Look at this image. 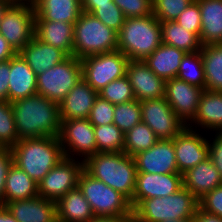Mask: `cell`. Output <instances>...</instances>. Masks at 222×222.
Segmentation results:
<instances>
[{
  "label": "cell",
  "mask_w": 222,
  "mask_h": 222,
  "mask_svg": "<svg viewBox=\"0 0 222 222\" xmlns=\"http://www.w3.org/2000/svg\"><path fill=\"white\" fill-rule=\"evenodd\" d=\"M11 104L18 140L59 137L61 128L59 103L40 94H34L15 100Z\"/></svg>",
  "instance_id": "6da1fadb"
},
{
  "label": "cell",
  "mask_w": 222,
  "mask_h": 222,
  "mask_svg": "<svg viewBox=\"0 0 222 222\" xmlns=\"http://www.w3.org/2000/svg\"><path fill=\"white\" fill-rule=\"evenodd\" d=\"M84 170L132 201L137 173L132 156L124 152H97L84 161Z\"/></svg>",
  "instance_id": "7a4b0ae2"
},
{
  "label": "cell",
  "mask_w": 222,
  "mask_h": 222,
  "mask_svg": "<svg viewBox=\"0 0 222 222\" xmlns=\"http://www.w3.org/2000/svg\"><path fill=\"white\" fill-rule=\"evenodd\" d=\"M11 152L13 163L37 183L64 158L58 137L21 139Z\"/></svg>",
  "instance_id": "3957f363"
},
{
  "label": "cell",
  "mask_w": 222,
  "mask_h": 222,
  "mask_svg": "<svg viewBox=\"0 0 222 222\" xmlns=\"http://www.w3.org/2000/svg\"><path fill=\"white\" fill-rule=\"evenodd\" d=\"M117 37V50L129 60L144 61L162 44L161 24L153 14L126 18Z\"/></svg>",
  "instance_id": "277c9868"
},
{
  "label": "cell",
  "mask_w": 222,
  "mask_h": 222,
  "mask_svg": "<svg viewBox=\"0 0 222 222\" xmlns=\"http://www.w3.org/2000/svg\"><path fill=\"white\" fill-rule=\"evenodd\" d=\"M199 208V200L186 188L165 197L142 200L133 209L134 222H163L191 219Z\"/></svg>",
  "instance_id": "5b68a950"
},
{
  "label": "cell",
  "mask_w": 222,
  "mask_h": 222,
  "mask_svg": "<svg viewBox=\"0 0 222 222\" xmlns=\"http://www.w3.org/2000/svg\"><path fill=\"white\" fill-rule=\"evenodd\" d=\"M117 32L104 25L93 14L82 12L74 24L73 56H88L117 50Z\"/></svg>",
  "instance_id": "8992f818"
},
{
  "label": "cell",
  "mask_w": 222,
  "mask_h": 222,
  "mask_svg": "<svg viewBox=\"0 0 222 222\" xmlns=\"http://www.w3.org/2000/svg\"><path fill=\"white\" fill-rule=\"evenodd\" d=\"M78 187L95 217L133 215L130 201L123 194L93 178L85 170L79 176Z\"/></svg>",
  "instance_id": "52a82bcc"
},
{
  "label": "cell",
  "mask_w": 222,
  "mask_h": 222,
  "mask_svg": "<svg viewBox=\"0 0 222 222\" xmlns=\"http://www.w3.org/2000/svg\"><path fill=\"white\" fill-rule=\"evenodd\" d=\"M81 79V60L69 56L63 62L37 75V94L60 103Z\"/></svg>",
  "instance_id": "ba28073f"
},
{
  "label": "cell",
  "mask_w": 222,
  "mask_h": 222,
  "mask_svg": "<svg viewBox=\"0 0 222 222\" xmlns=\"http://www.w3.org/2000/svg\"><path fill=\"white\" fill-rule=\"evenodd\" d=\"M35 20L33 3H12L0 21V34L19 53L35 37Z\"/></svg>",
  "instance_id": "9c48e42d"
},
{
  "label": "cell",
  "mask_w": 222,
  "mask_h": 222,
  "mask_svg": "<svg viewBox=\"0 0 222 222\" xmlns=\"http://www.w3.org/2000/svg\"><path fill=\"white\" fill-rule=\"evenodd\" d=\"M82 78L99 92L113 80L126 75L129 59L119 50L80 59Z\"/></svg>",
  "instance_id": "30bf717a"
},
{
  "label": "cell",
  "mask_w": 222,
  "mask_h": 222,
  "mask_svg": "<svg viewBox=\"0 0 222 222\" xmlns=\"http://www.w3.org/2000/svg\"><path fill=\"white\" fill-rule=\"evenodd\" d=\"M83 170V160L64 157L37 183L38 195L57 202L67 192L78 187V179Z\"/></svg>",
  "instance_id": "8fae6325"
},
{
  "label": "cell",
  "mask_w": 222,
  "mask_h": 222,
  "mask_svg": "<svg viewBox=\"0 0 222 222\" xmlns=\"http://www.w3.org/2000/svg\"><path fill=\"white\" fill-rule=\"evenodd\" d=\"M58 138L66 158L73 159L74 155H78L84 156L83 161H85L89 156L97 153L94 126L88 119L61 121Z\"/></svg>",
  "instance_id": "7c38bea8"
},
{
  "label": "cell",
  "mask_w": 222,
  "mask_h": 222,
  "mask_svg": "<svg viewBox=\"0 0 222 222\" xmlns=\"http://www.w3.org/2000/svg\"><path fill=\"white\" fill-rule=\"evenodd\" d=\"M141 102V120L159 139H174L185 123L173 112L165 98L147 99Z\"/></svg>",
  "instance_id": "4fadbf2b"
},
{
  "label": "cell",
  "mask_w": 222,
  "mask_h": 222,
  "mask_svg": "<svg viewBox=\"0 0 222 222\" xmlns=\"http://www.w3.org/2000/svg\"><path fill=\"white\" fill-rule=\"evenodd\" d=\"M183 188V174L136 173V189L130 202L134 209L142 200L165 197Z\"/></svg>",
  "instance_id": "5bb4252c"
},
{
  "label": "cell",
  "mask_w": 222,
  "mask_h": 222,
  "mask_svg": "<svg viewBox=\"0 0 222 222\" xmlns=\"http://www.w3.org/2000/svg\"><path fill=\"white\" fill-rule=\"evenodd\" d=\"M196 131L185 127L174 138L177 167L181 174L209 159L208 139Z\"/></svg>",
  "instance_id": "9a60e30c"
},
{
  "label": "cell",
  "mask_w": 222,
  "mask_h": 222,
  "mask_svg": "<svg viewBox=\"0 0 222 222\" xmlns=\"http://www.w3.org/2000/svg\"><path fill=\"white\" fill-rule=\"evenodd\" d=\"M203 91V88L190 85L176 77L166 81L164 98L187 126L196 115Z\"/></svg>",
  "instance_id": "2e32d148"
},
{
  "label": "cell",
  "mask_w": 222,
  "mask_h": 222,
  "mask_svg": "<svg viewBox=\"0 0 222 222\" xmlns=\"http://www.w3.org/2000/svg\"><path fill=\"white\" fill-rule=\"evenodd\" d=\"M137 172L179 173L174 150V139H159L150 149L133 156Z\"/></svg>",
  "instance_id": "e0dca14e"
},
{
  "label": "cell",
  "mask_w": 222,
  "mask_h": 222,
  "mask_svg": "<svg viewBox=\"0 0 222 222\" xmlns=\"http://www.w3.org/2000/svg\"><path fill=\"white\" fill-rule=\"evenodd\" d=\"M126 76L138 101L164 98L166 81L158 77L144 61L129 60Z\"/></svg>",
  "instance_id": "ac0fdd59"
},
{
  "label": "cell",
  "mask_w": 222,
  "mask_h": 222,
  "mask_svg": "<svg viewBox=\"0 0 222 222\" xmlns=\"http://www.w3.org/2000/svg\"><path fill=\"white\" fill-rule=\"evenodd\" d=\"M97 96L98 92L82 78L59 103L60 120L87 119Z\"/></svg>",
  "instance_id": "d6986e66"
},
{
  "label": "cell",
  "mask_w": 222,
  "mask_h": 222,
  "mask_svg": "<svg viewBox=\"0 0 222 222\" xmlns=\"http://www.w3.org/2000/svg\"><path fill=\"white\" fill-rule=\"evenodd\" d=\"M17 222H58L56 202L41 196L11 201L4 205Z\"/></svg>",
  "instance_id": "ffe728a7"
},
{
  "label": "cell",
  "mask_w": 222,
  "mask_h": 222,
  "mask_svg": "<svg viewBox=\"0 0 222 222\" xmlns=\"http://www.w3.org/2000/svg\"><path fill=\"white\" fill-rule=\"evenodd\" d=\"M8 85L9 102L37 94V74L19 53L10 58Z\"/></svg>",
  "instance_id": "44dd1931"
},
{
  "label": "cell",
  "mask_w": 222,
  "mask_h": 222,
  "mask_svg": "<svg viewBox=\"0 0 222 222\" xmlns=\"http://www.w3.org/2000/svg\"><path fill=\"white\" fill-rule=\"evenodd\" d=\"M19 54L37 75L69 57L64 51L39 40L36 36Z\"/></svg>",
  "instance_id": "7402d4cb"
},
{
  "label": "cell",
  "mask_w": 222,
  "mask_h": 222,
  "mask_svg": "<svg viewBox=\"0 0 222 222\" xmlns=\"http://www.w3.org/2000/svg\"><path fill=\"white\" fill-rule=\"evenodd\" d=\"M220 185L222 179L210 158L183 173V187L198 200Z\"/></svg>",
  "instance_id": "603a6c76"
},
{
  "label": "cell",
  "mask_w": 222,
  "mask_h": 222,
  "mask_svg": "<svg viewBox=\"0 0 222 222\" xmlns=\"http://www.w3.org/2000/svg\"><path fill=\"white\" fill-rule=\"evenodd\" d=\"M195 123V124H194ZM193 124V125H192ZM192 125V126H191ZM222 133V92L204 90L194 119L187 125Z\"/></svg>",
  "instance_id": "cb8c5ba5"
},
{
  "label": "cell",
  "mask_w": 222,
  "mask_h": 222,
  "mask_svg": "<svg viewBox=\"0 0 222 222\" xmlns=\"http://www.w3.org/2000/svg\"><path fill=\"white\" fill-rule=\"evenodd\" d=\"M35 36L73 56L74 24L62 21L35 20Z\"/></svg>",
  "instance_id": "d4e9b609"
},
{
  "label": "cell",
  "mask_w": 222,
  "mask_h": 222,
  "mask_svg": "<svg viewBox=\"0 0 222 222\" xmlns=\"http://www.w3.org/2000/svg\"><path fill=\"white\" fill-rule=\"evenodd\" d=\"M36 20L75 24L82 13L81 0H33Z\"/></svg>",
  "instance_id": "484cf974"
},
{
  "label": "cell",
  "mask_w": 222,
  "mask_h": 222,
  "mask_svg": "<svg viewBox=\"0 0 222 222\" xmlns=\"http://www.w3.org/2000/svg\"><path fill=\"white\" fill-rule=\"evenodd\" d=\"M58 222H90L95 215L79 187L70 190L56 202Z\"/></svg>",
  "instance_id": "4316f807"
},
{
  "label": "cell",
  "mask_w": 222,
  "mask_h": 222,
  "mask_svg": "<svg viewBox=\"0 0 222 222\" xmlns=\"http://www.w3.org/2000/svg\"><path fill=\"white\" fill-rule=\"evenodd\" d=\"M201 12L202 46L222 43V0H196Z\"/></svg>",
  "instance_id": "83f0119b"
},
{
  "label": "cell",
  "mask_w": 222,
  "mask_h": 222,
  "mask_svg": "<svg viewBox=\"0 0 222 222\" xmlns=\"http://www.w3.org/2000/svg\"><path fill=\"white\" fill-rule=\"evenodd\" d=\"M185 52L162 43L144 63L160 78L167 81L177 77Z\"/></svg>",
  "instance_id": "f1b7e54d"
},
{
  "label": "cell",
  "mask_w": 222,
  "mask_h": 222,
  "mask_svg": "<svg viewBox=\"0 0 222 222\" xmlns=\"http://www.w3.org/2000/svg\"><path fill=\"white\" fill-rule=\"evenodd\" d=\"M38 196V184L14 163L5 180L3 206L11 201Z\"/></svg>",
  "instance_id": "f546056e"
},
{
  "label": "cell",
  "mask_w": 222,
  "mask_h": 222,
  "mask_svg": "<svg viewBox=\"0 0 222 222\" xmlns=\"http://www.w3.org/2000/svg\"><path fill=\"white\" fill-rule=\"evenodd\" d=\"M205 72V90L222 92V43L201 47Z\"/></svg>",
  "instance_id": "4dcf8cb0"
},
{
  "label": "cell",
  "mask_w": 222,
  "mask_h": 222,
  "mask_svg": "<svg viewBox=\"0 0 222 222\" xmlns=\"http://www.w3.org/2000/svg\"><path fill=\"white\" fill-rule=\"evenodd\" d=\"M162 30V43L176 47L185 53H194L201 50L199 37L187 31L176 21L160 22Z\"/></svg>",
  "instance_id": "1f68e13d"
},
{
  "label": "cell",
  "mask_w": 222,
  "mask_h": 222,
  "mask_svg": "<svg viewBox=\"0 0 222 222\" xmlns=\"http://www.w3.org/2000/svg\"><path fill=\"white\" fill-rule=\"evenodd\" d=\"M158 140L149 126L141 121L125 133L123 152L133 157L150 149Z\"/></svg>",
  "instance_id": "d6a6232c"
},
{
  "label": "cell",
  "mask_w": 222,
  "mask_h": 222,
  "mask_svg": "<svg viewBox=\"0 0 222 222\" xmlns=\"http://www.w3.org/2000/svg\"><path fill=\"white\" fill-rule=\"evenodd\" d=\"M177 78L205 90V72L200 51L185 54Z\"/></svg>",
  "instance_id": "836d02e7"
},
{
  "label": "cell",
  "mask_w": 222,
  "mask_h": 222,
  "mask_svg": "<svg viewBox=\"0 0 222 222\" xmlns=\"http://www.w3.org/2000/svg\"><path fill=\"white\" fill-rule=\"evenodd\" d=\"M97 152H123L125 134L113 123L94 126Z\"/></svg>",
  "instance_id": "e575fe53"
},
{
  "label": "cell",
  "mask_w": 222,
  "mask_h": 222,
  "mask_svg": "<svg viewBox=\"0 0 222 222\" xmlns=\"http://www.w3.org/2000/svg\"><path fill=\"white\" fill-rule=\"evenodd\" d=\"M141 121V102L137 99L115 105L113 123L124 134Z\"/></svg>",
  "instance_id": "d590c367"
},
{
  "label": "cell",
  "mask_w": 222,
  "mask_h": 222,
  "mask_svg": "<svg viewBox=\"0 0 222 222\" xmlns=\"http://www.w3.org/2000/svg\"><path fill=\"white\" fill-rule=\"evenodd\" d=\"M18 141L12 104L0 100V148L11 149Z\"/></svg>",
  "instance_id": "8d00e7d4"
},
{
  "label": "cell",
  "mask_w": 222,
  "mask_h": 222,
  "mask_svg": "<svg viewBox=\"0 0 222 222\" xmlns=\"http://www.w3.org/2000/svg\"><path fill=\"white\" fill-rule=\"evenodd\" d=\"M98 95L114 105L136 99L126 75L107 84L98 92Z\"/></svg>",
  "instance_id": "74e56055"
},
{
  "label": "cell",
  "mask_w": 222,
  "mask_h": 222,
  "mask_svg": "<svg viewBox=\"0 0 222 222\" xmlns=\"http://www.w3.org/2000/svg\"><path fill=\"white\" fill-rule=\"evenodd\" d=\"M194 0H152L153 15L160 21H175Z\"/></svg>",
  "instance_id": "f35d334b"
},
{
  "label": "cell",
  "mask_w": 222,
  "mask_h": 222,
  "mask_svg": "<svg viewBox=\"0 0 222 222\" xmlns=\"http://www.w3.org/2000/svg\"><path fill=\"white\" fill-rule=\"evenodd\" d=\"M97 19H99L104 25L113 29L117 33L122 28L126 17L123 12L115 3L110 5L97 6L92 12Z\"/></svg>",
  "instance_id": "ab89813d"
},
{
  "label": "cell",
  "mask_w": 222,
  "mask_h": 222,
  "mask_svg": "<svg viewBox=\"0 0 222 222\" xmlns=\"http://www.w3.org/2000/svg\"><path fill=\"white\" fill-rule=\"evenodd\" d=\"M114 109V104L98 95L87 119L93 126L113 124Z\"/></svg>",
  "instance_id": "60d3db41"
},
{
  "label": "cell",
  "mask_w": 222,
  "mask_h": 222,
  "mask_svg": "<svg viewBox=\"0 0 222 222\" xmlns=\"http://www.w3.org/2000/svg\"><path fill=\"white\" fill-rule=\"evenodd\" d=\"M126 18L145 17L153 14L152 0H113Z\"/></svg>",
  "instance_id": "b9f144b4"
},
{
  "label": "cell",
  "mask_w": 222,
  "mask_h": 222,
  "mask_svg": "<svg viewBox=\"0 0 222 222\" xmlns=\"http://www.w3.org/2000/svg\"><path fill=\"white\" fill-rule=\"evenodd\" d=\"M175 21L187 31L195 33L200 39L201 12L196 0L192 1Z\"/></svg>",
  "instance_id": "7bdbcfd3"
},
{
  "label": "cell",
  "mask_w": 222,
  "mask_h": 222,
  "mask_svg": "<svg viewBox=\"0 0 222 222\" xmlns=\"http://www.w3.org/2000/svg\"><path fill=\"white\" fill-rule=\"evenodd\" d=\"M199 208L204 212L222 218V185L202 197L199 200Z\"/></svg>",
  "instance_id": "ee69618b"
},
{
  "label": "cell",
  "mask_w": 222,
  "mask_h": 222,
  "mask_svg": "<svg viewBox=\"0 0 222 222\" xmlns=\"http://www.w3.org/2000/svg\"><path fill=\"white\" fill-rule=\"evenodd\" d=\"M12 164L13 155L11 149L0 148V205H3L5 180Z\"/></svg>",
  "instance_id": "f6af8a7d"
},
{
  "label": "cell",
  "mask_w": 222,
  "mask_h": 222,
  "mask_svg": "<svg viewBox=\"0 0 222 222\" xmlns=\"http://www.w3.org/2000/svg\"><path fill=\"white\" fill-rule=\"evenodd\" d=\"M214 135L215 137L212 140L213 142L208 140L209 158L218 170L222 179V133H216Z\"/></svg>",
  "instance_id": "bcb514c9"
},
{
  "label": "cell",
  "mask_w": 222,
  "mask_h": 222,
  "mask_svg": "<svg viewBox=\"0 0 222 222\" xmlns=\"http://www.w3.org/2000/svg\"><path fill=\"white\" fill-rule=\"evenodd\" d=\"M10 76V59L0 62V100L8 101V81Z\"/></svg>",
  "instance_id": "7dc6e473"
},
{
  "label": "cell",
  "mask_w": 222,
  "mask_h": 222,
  "mask_svg": "<svg viewBox=\"0 0 222 222\" xmlns=\"http://www.w3.org/2000/svg\"><path fill=\"white\" fill-rule=\"evenodd\" d=\"M17 52L8 43V41L0 34V62H4L14 57Z\"/></svg>",
  "instance_id": "c3c4849f"
},
{
  "label": "cell",
  "mask_w": 222,
  "mask_h": 222,
  "mask_svg": "<svg viewBox=\"0 0 222 222\" xmlns=\"http://www.w3.org/2000/svg\"><path fill=\"white\" fill-rule=\"evenodd\" d=\"M113 0H81L82 12L91 13L97 6L110 5Z\"/></svg>",
  "instance_id": "681fc988"
},
{
  "label": "cell",
  "mask_w": 222,
  "mask_h": 222,
  "mask_svg": "<svg viewBox=\"0 0 222 222\" xmlns=\"http://www.w3.org/2000/svg\"><path fill=\"white\" fill-rule=\"evenodd\" d=\"M194 222H222V218L204 212L200 208H198L195 216L193 217Z\"/></svg>",
  "instance_id": "f907efd6"
},
{
  "label": "cell",
  "mask_w": 222,
  "mask_h": 222,
  "mask_svg": "<svg viewBox=\"0 0 222 222\" xmlns=\"http://www.w3.org/2000/svg\"><path fill=\"white\" fill-rule=\"evenodd\" d=\"M90 222H134L133 215L94 217Z\"/></svg>",
  "instance_id": "816d5d0a"
},
{
  "label": "cell",
  "mask_w": 222,
  "mask_h": 222,
  "mask_svg": "<svg viewBox=\"0 0 222 222\" xmlns=\"http://www.w3.org/2000/svg\"><path fill=\"white\" fill-rule=\"evenodd\" d=\"M0 222H17L8 209L3 205H0Z\"/></svg>",
  "instance_id": "f5cc1de1"
},
{
  "label": "cell",
  "mask_w": 222,
  "mask_h": 222,
  "mask_svg": "<svg viewBox=\"0 0 222 222\" xmlns=\"http://www.w3.org/2000/svg\"><path fill=\"white\" fill-rule=\"evenodd\" d=\"M13 2L10 0H0V21L7 10V8L12 4Z\"/></svg>",
  "instance_id": "db71d44e"
},
{
  "label": "cell",
  "mask_w": 222,
  "mask_h": 222,
  "mask_svg": "<svg viewBox=\"0 0 222 222\" xmlns=\"http://www.w3.org/2000/svg\"><path fill=\"white\" fill-rule=\"evenodd\" d=\"M163 222H194V219L191 218V219H179V220H166V221H163Z\"/></svg>",
  "instance_id": "11a10c76"
},
{
  "label": "cell",
  "mask_w": 222,
  "mask_h": 222,
  "mask_svg": "<svg viewBox=\"0 0 222 222\" xmlns=\"http://www.w3.org/2000/svg\"><path fill=\"white\" fill-rule=\"evenodd\" d=\"M12 1L13 3L15 2H30V3H33V0H10Z\"/></svg>",
  "instance_id": "9f6ffc18"
}]
</instances>
